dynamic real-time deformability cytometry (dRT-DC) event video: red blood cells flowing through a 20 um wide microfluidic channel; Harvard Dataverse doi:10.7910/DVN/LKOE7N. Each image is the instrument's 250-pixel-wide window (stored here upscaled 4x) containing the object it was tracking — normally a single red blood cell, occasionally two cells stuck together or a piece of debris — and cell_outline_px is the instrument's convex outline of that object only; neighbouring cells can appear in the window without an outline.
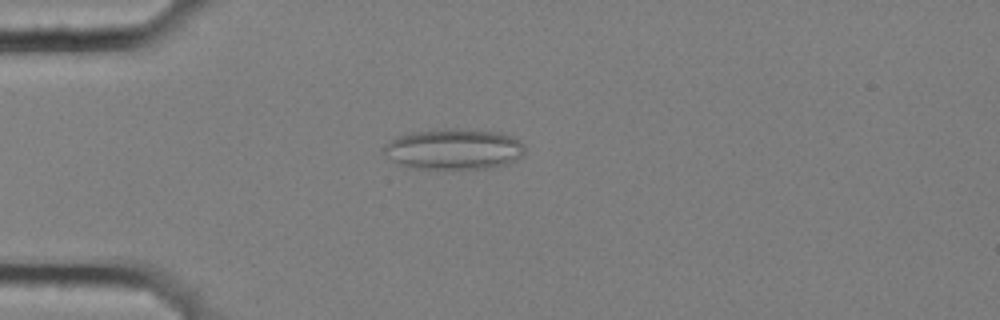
{"species": "common noctule bat (a hibernating species)", "species_latin": "Nyctalus noctula", "temperature_condition": "cold", "stored_images_in_passage": 56, "camera_frame_rate_fps": 3000, "um_per_image_px": 0.085, "animal": {"sex": "female", "body_mass_g": 25.1}, "frame": {"image": 1, "passage_image": 15, "time_ms": 4.667, "image_size_px": [1000, 320], "cell_outline_px": [[524, 152], [516, 160], [504, 164], [488, 168], [412, 168], [400, 164], [384, 152], [384, 144], [396, 136], [412, 132], [452, 128], [460, 128], [500, 132], [512, 136], [520, 140], [524, 144]], "centroid_in_image_um": [38.6, 12.65], "position_along_channel_um": 46.4, "area_um2": 33.29}}
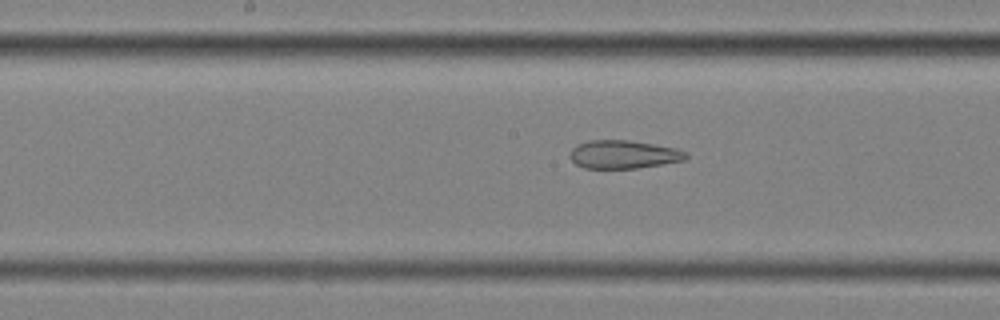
{"frame": {"image": 2, "passage_image": 29, "time_ms": 9.333, "image_size_px": [1000, 320], "cell_outline_px": [[688, 156], [684, 160], [636, 168], [584, 168], [576, 164], [568, 156], [572, 148], [576, 144], [588, 140], [628, 140], [676, 148], [688, 152]], "centroid_in_image_um": [52.96, 13.12], "position_along_channel_um": 195.2, "area_um2": 19.07}}
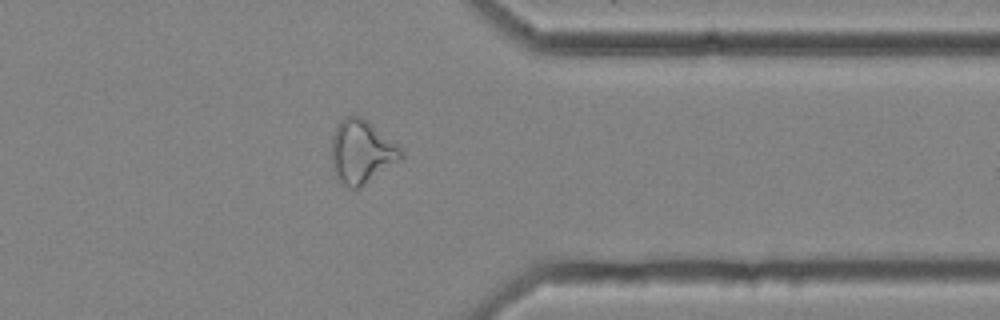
{"frame": {"image": 3, "passage_image": 45, "time_ms": 14.667, "image_size_px": [1000, 320], "cell_outline_px": [[404, 156], [400, 160], [360, 188], [352, 188], [336, 180], [332, 168], [332, 136], [336, 128], [344, 116], [360, 116], [372, 124], [396, 144], [404, 152]], "centroid_in_image_um": [30.72, 12.92], "position_along_channel_um": 380.7, "area_um2": 25.55}, "authors_computed_cell_mechanics": {"area_um2": 26.4724, "velocity_mm_per_s": 3.5878, "shape_relaxation_time_tau1_ms": null, "shape_relaxation_time_tau2_ms": 1.932, "deformation_change_tau1": null, "deformation_change_tau2": 0.112}}